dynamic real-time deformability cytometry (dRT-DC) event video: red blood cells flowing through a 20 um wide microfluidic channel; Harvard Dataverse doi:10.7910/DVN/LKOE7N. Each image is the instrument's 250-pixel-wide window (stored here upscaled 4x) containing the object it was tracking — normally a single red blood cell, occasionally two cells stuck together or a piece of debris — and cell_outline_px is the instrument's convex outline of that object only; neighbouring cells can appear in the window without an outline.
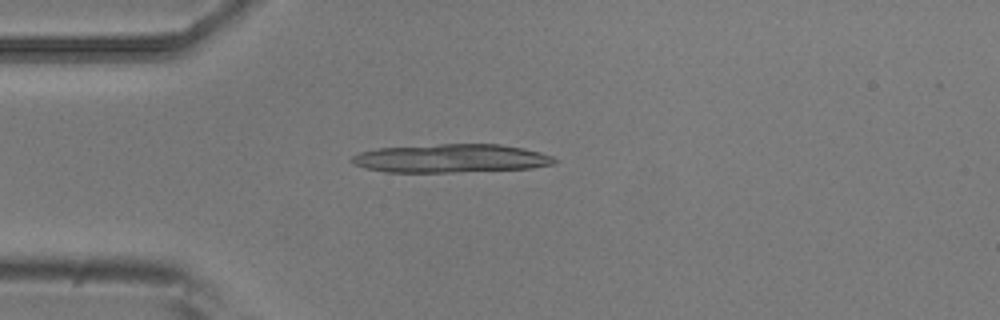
{"species": "common noctule bat (a hibernating species)", "species_latin": "Nyctalus noctula", "temperature_condition": "room temperature", "stored_images_in_passage": 5, "camera_frame_rate_fps": 3000, "um_per_image_px": 0.085, "animal": {"sex": "male", "body_mass_g": 20.5, "forearm_length_mm": 52.5}, "frame": {"image": 1, "passage_image": 3, "time_ms": 0.667, "image_size_px": [1000, 320], "cell_outline_px": [[556, 160], [552, 164], [532, 168], [456, 172], [384, 172], [364, 168], [352, 164], [348, 160], [352, 156], [360, 152], [376, 148], [440, 144], [500, 144], [524, 148], [540, 152], [552, 156]], "centroid_in_image_um": [38.27, 13.46], "position_along_channel_um": 46.7, "area_um2": 33.81}}
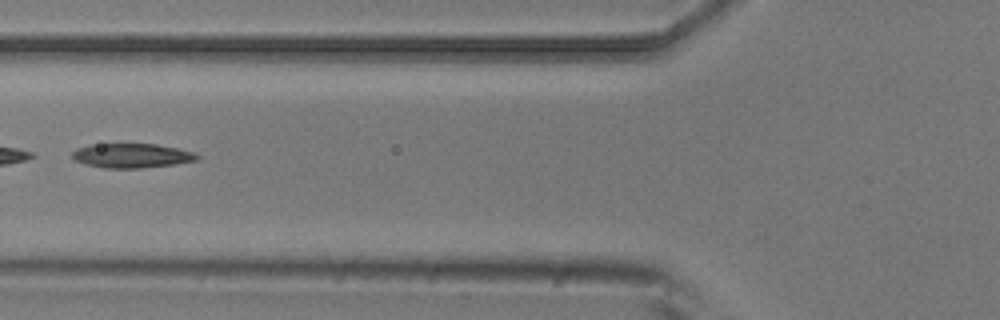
{"frame": {"image": 2, "passage_image": 5, "time_ms": 1.333, "image_size_px": [1000, 320], "cell_outline_px": [[200, 156], [196, 160], [176, 164], [140, 168], [104, 168], [84, 164], [72, 160], [72, 152], [76, 148], [92, 144], [156, 144], [176, 148], [192, 152]], "centroid_in_image_um": [11.14, 13.23], "position_along_channel_um": 114.7, "area_um2": 17.74}}